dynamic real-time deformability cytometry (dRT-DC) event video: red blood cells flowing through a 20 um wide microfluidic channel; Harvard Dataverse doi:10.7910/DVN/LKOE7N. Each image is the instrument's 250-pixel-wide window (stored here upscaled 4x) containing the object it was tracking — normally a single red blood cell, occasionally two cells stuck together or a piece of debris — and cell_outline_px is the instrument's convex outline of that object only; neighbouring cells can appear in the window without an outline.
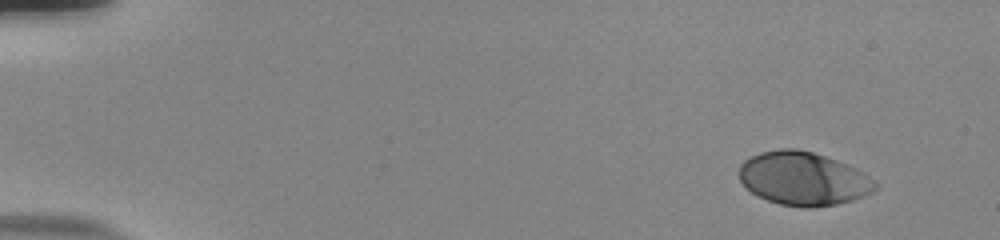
{"species": "human", "species_latin": "Homo sapiens", "temperature_condition": "room temperature", "stored_images_in_passage": 52, "camera_frame_rate_fps": 3000, "um_per_image_px": 0.085, "donor": {"sex": "male"}, "frame": {"image": 1, "passage_image": 1, "time_ms": 0.0, "image_size_px": [1000, 240], "cell_outline_px": [[880, 188], [872, 192], [852, 200], [836, 204], [812, 208], [800, 208], [780, 204], [756, 196], [740, 180], [740, 164], [744, 160], [760, 152], [780, 148], [796, 148], [812, 152], [836, 160], [856, 168], [868, 176]], "centroid_in_image_um": [68.27, 15.19], "position_along_channel_um": 16.7, "area_um2": 42.31}}
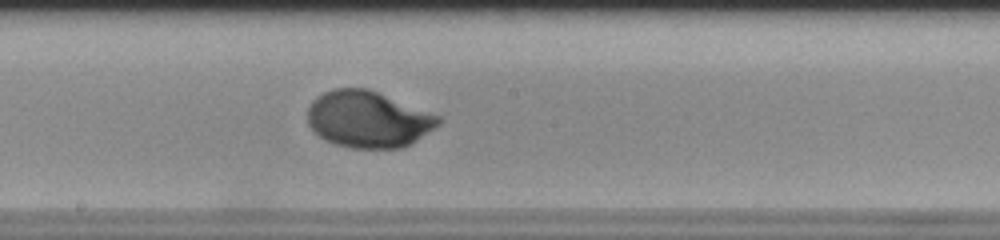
{"frame": {"image": 2, "passage_image": 28, "time_ms": 9.0, "image_size_px": [1000, 240], "cell_outline_px": [[440, 124], [416, 140], [400, 148], [352, 148], [332, 144], [324, 140], [308, 124], [308, 108], [312, 100], [316, 96], [332, 88], [368, 88], [440, 116]], "centroid_in_image_um": [31.25, 10.13], "position_along_channel_um": 216.9, "area_um2": 43.0}}
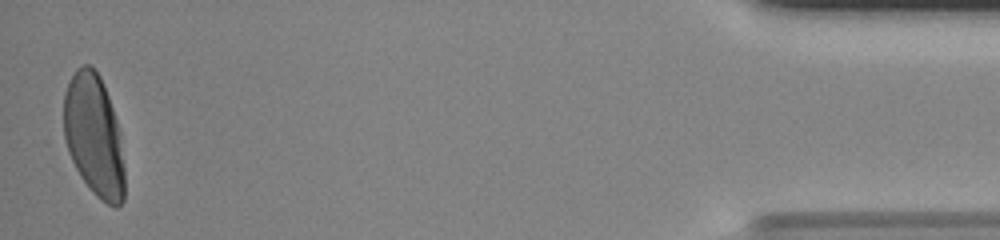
{"frame": {"image": 3, "passage_image": 51, "time_ms": 16.667, "image_size_px": [1000, 240], "cell_outline_px": [[124, 200], [116, 208], [100, 200], [92, 192], [80, 176], [68, 152], [64, 136], [64, 92], [68, 80], [76, 68], [84, 64], [88, 64], [100, 76], [108, 96], [120, 132], [124, 168]], "centroid_in_image_um": [7.98, 11.53], "position_along_channel_um": 427.2, "area_um2": 43.35}, "authors_computed_cell_mechanics": {"area_um2": 42.0206, "velocity_mm_per_s": 3.7557, "shape_relaxation_time_tau1_ms": 2.7563, "shape_relaxation_time_tau2_ms": null, "deformation_change_tau1": 0.1754, "deformation_change_tau2": null}}